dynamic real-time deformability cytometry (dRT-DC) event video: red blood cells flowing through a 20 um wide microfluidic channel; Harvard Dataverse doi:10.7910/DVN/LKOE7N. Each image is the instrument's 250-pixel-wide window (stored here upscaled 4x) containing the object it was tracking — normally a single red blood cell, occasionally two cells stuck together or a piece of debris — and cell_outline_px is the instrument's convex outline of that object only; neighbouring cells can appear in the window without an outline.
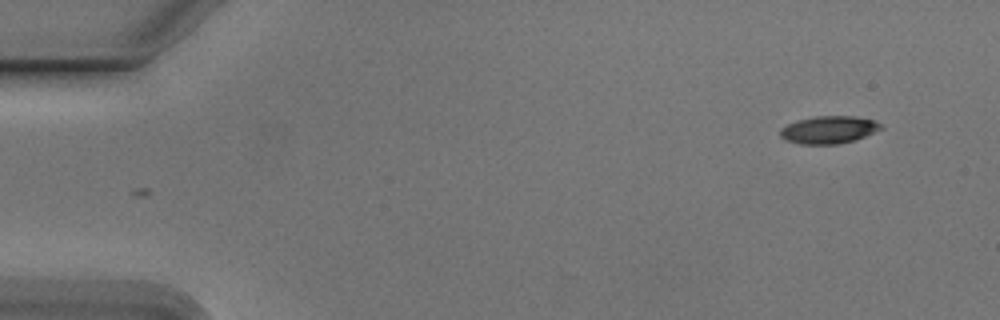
{"species": "Egyptian fruit bat (a non-hibernating species)", "species_latin": "Rousettus aegyptiacus", "temperature_condition": "cold", "stored_images_in_passage": 50, "camera_frame_rate_fps": 3000, "um_per_image_px": 0.085, "animal": {"sex": "male"}, "frame": {"image": 1, "passage_image": 1, "time_ms": 0.0, "image_size_px": [1000, 320], "cell_outline_px": [[884, 128], [864, 136], [852, 140], [836, 144], [800, 144], [784, 140], [780, 136], [780, 128], [796, 120], [812, 116], [856, 116], [876, 120]], "centroid_in_image_um": [70.42, 11.01], "position_along_channel_um": 14.6, "area_um2": 16.24}}
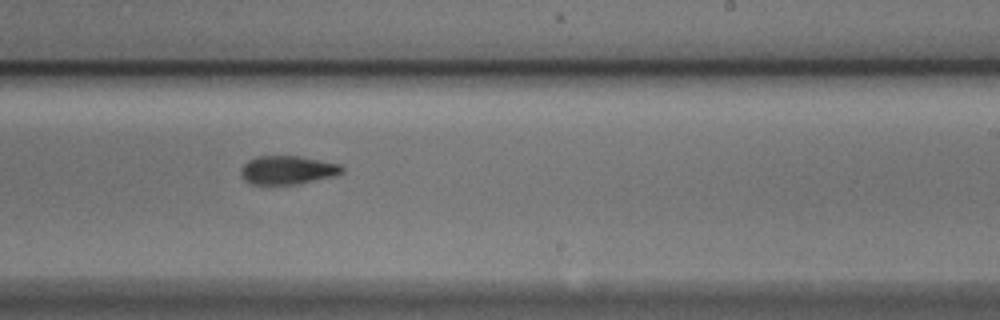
{"frame": {"image": 2, "passage_image": 30, "time_ms": 9.667, "image_size_px": [1000, 320], "cell_outline_px": [[344, 172], [336, 176], [300, 184], [248, 184], [240, 176], [240, 168], [248, 160], [256, 156], [300, 156], [340, 164], [344, 168]], "centroid_in_image_um": [24.44, 14.46], "position_along_channel_um": 264.6, "area_um2": 17.17}}
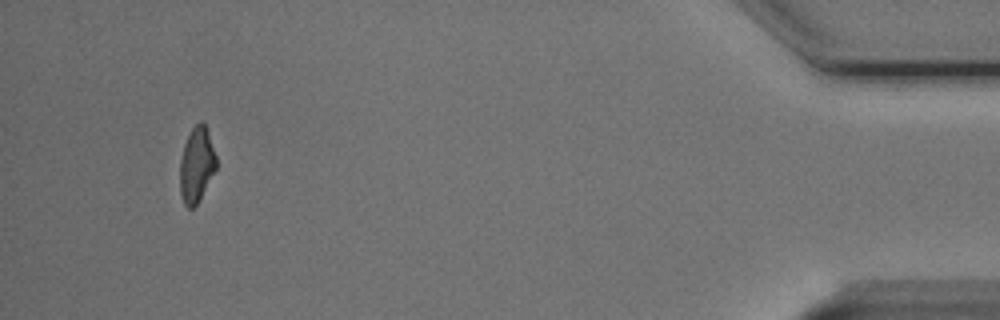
{"frame": {"image": 3, "passage_image": 48, "time_ms": 15.667, "image_size_px": [1000, 320], "cell_outline_px": [[216, 168], [200, 200], [192, 208], [188, 208], [184, 204], [180, 192], [180, 160], [184, 144], [192, 128], [200, 120], [204, 120], [216, 156]], "centroid_in_image_um": [16.71, 14.0], "position_along_channel_um": 418.5, "area_um2": 15.9}, "authors_computed_cell_mechanics": {"area_um2": 17.1666, "velocity_mm_per_s": 3.7866, "shape_relaxation_time_tau1_ms": 5.823, "shape_relaxation_time_tau2_ms": 3.3768, "deformation_change_tau1": 0.1506, "deformation_change_tau2": 0.113}}